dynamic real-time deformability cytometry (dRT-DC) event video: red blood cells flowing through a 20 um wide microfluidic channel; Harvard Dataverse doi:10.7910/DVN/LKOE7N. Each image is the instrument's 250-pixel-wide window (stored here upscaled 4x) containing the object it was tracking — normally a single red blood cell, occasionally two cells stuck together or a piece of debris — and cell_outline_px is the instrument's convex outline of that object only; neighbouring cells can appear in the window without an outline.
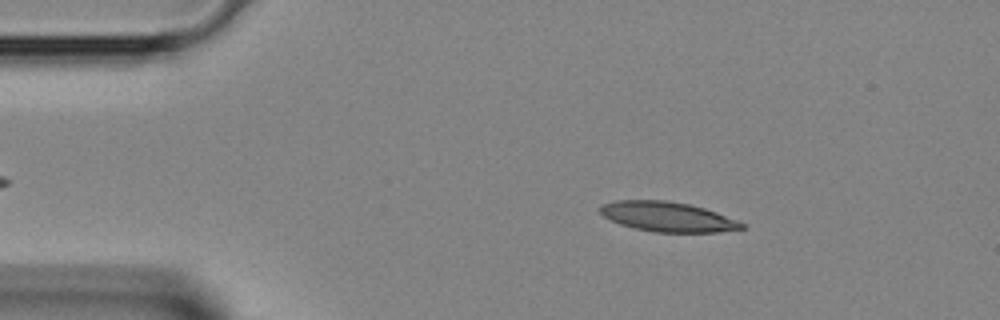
{"species": "Egyptian fruit bat (a non-hibernating species)", "species_latin": "Rousettus aegyptiacus", "temperature_condition": "room temperature", "stored_images_in_passage": 1, "camera_frame_rate_fps": 3000, "um_per_image_px": 0.085, "animal": {"sex": "female"}, "frame": {"image": 1, "passage_image": 1, "time_ms": 0.0, "image_size_px": [1000, 320], "cell_outline_px": [[744, 228], [716, 232], [656, 232], [636, 228], [620, 224], [604, 216], [600, 212], [600, 208], [604, 204], [616, 200], [668, 200], [688, 204], [704, 208], [716, 212], [736, 220], [744, 224]], "centroid_in_image_um": [56.74, 18.41], "position_along_channel_um": 28.3, "area_um2": 24.22}}